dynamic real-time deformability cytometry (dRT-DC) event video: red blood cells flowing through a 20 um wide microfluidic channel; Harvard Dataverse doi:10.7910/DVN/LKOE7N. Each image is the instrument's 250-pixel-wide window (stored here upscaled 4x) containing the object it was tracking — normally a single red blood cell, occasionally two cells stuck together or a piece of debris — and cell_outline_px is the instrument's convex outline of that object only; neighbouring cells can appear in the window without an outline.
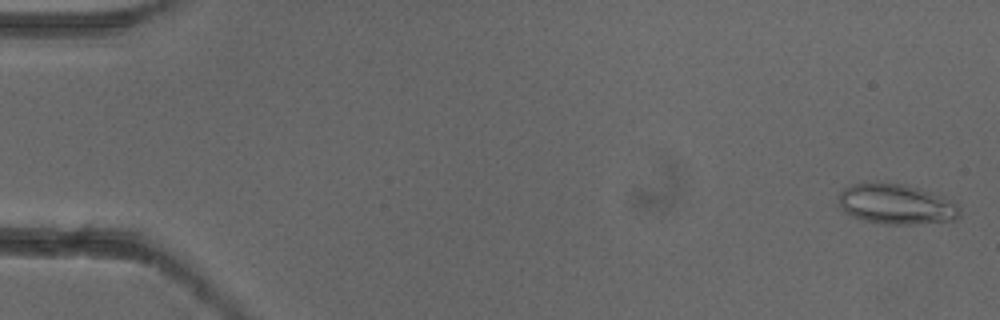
{"species": "common noctule bat (a hibernating species)", "species_latin": "Nyctalus noctula", "temperature_condition": "cold", "stored_images_in_passage": 6, "camera_frame_rate_fps": 3000, "um_per_image_px": 0.085, "animal": {"sex": "female"}, "frame": {"image": 1, "passage_image": 1, "time_ms": 0.0, "image_size_px": [1000, 320], "cell_outline_px": [[960, 216], [956, 220], [916, 224], [884, 224], [864, 220], [852, 216], [844, 212], [840, 208], [836, 196], [844, 188], [852, 184], [904, 184], [944, 196], [952, 200], [960, 208]], "centroid_in_image_um": [76.18, 17.38], "position_along_channel_um": 8.8, "area_um2": 28.38}}
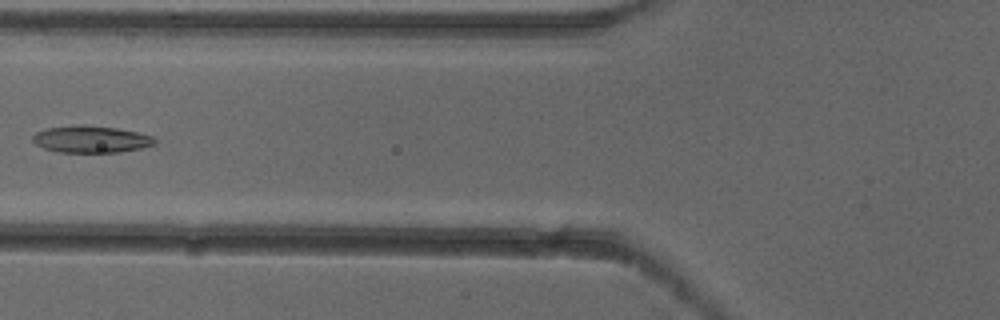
{"frame": {"image": 2, "passage_image": 6, "time_ms": 1.667, "image_size_px": [1000, 320], "cell_outline_px": [[156, 144], [140, 148], [120, 152], [60, 152], [44, 148], [36, 144], [32, 140], [32, 136], [36, 132], [48, 128], [76, 124], [84, 124], [116, 128], [136, 132], [152, 136], [156, 140]], "centroid_in_image_um": [7.72, 11.82], "position_along_channel_um": 118.1, "area_um2": 19.13}}